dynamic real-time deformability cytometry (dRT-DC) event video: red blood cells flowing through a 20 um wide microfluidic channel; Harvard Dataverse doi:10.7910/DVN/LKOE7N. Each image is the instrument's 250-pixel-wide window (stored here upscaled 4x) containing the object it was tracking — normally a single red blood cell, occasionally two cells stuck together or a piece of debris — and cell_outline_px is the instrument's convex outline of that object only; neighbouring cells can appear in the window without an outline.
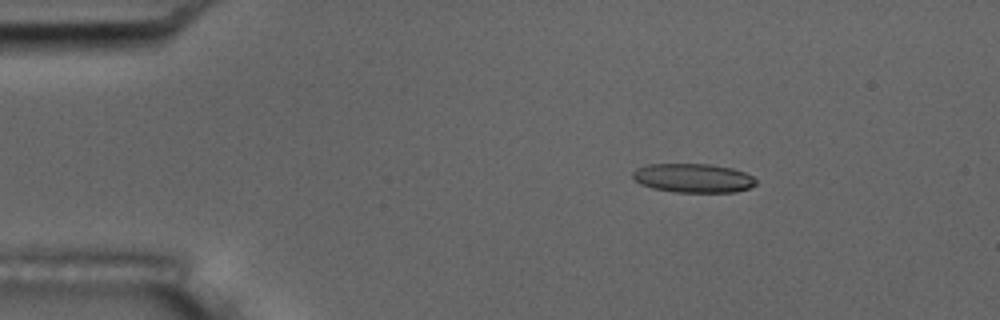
{"species": "common noctule bat (a hibernating species)", "species_latin": "Nyctalus noctula", "temperature_condition": "room temperature", "stored_images_in_passage": 47, "camera_frame_rate_fps": 3000, "um_per_image_px": 0.085, "animal": {"sex": "male", "body_mass_g": 17.5, "forearm_length_mm": 52.3}, "frame": {"image": 1, "passage_image": 1, "time_ms": 0.0, "image_size_px": [1000, 320], "cell_outline_px": [[756, 184], [748, 188], [736, 192], [676, 192], [652, 188], [640, 184], [632, 176], [632, 172], [636, 168], [648, 164], [708, 164], [732, 168], [744, 172], [752, 176], [756, 180]], "centroid_in_image_um": [58.9, 15.13], "position_along_channel_um": 26.1, "area_um2": 20.81}}
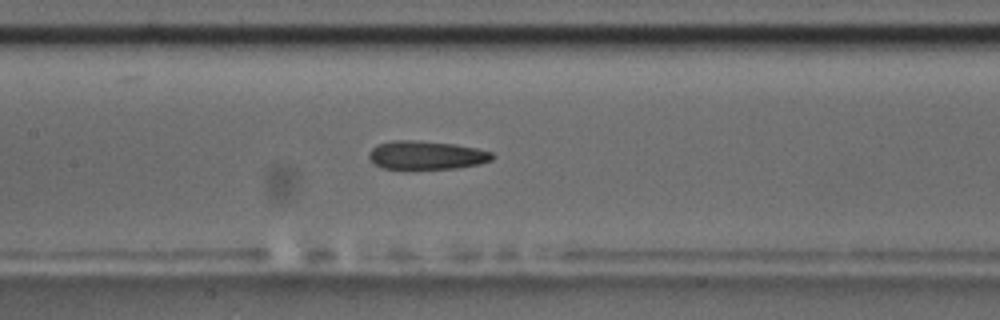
{"frame": {"image": 2, "passage_image": 18, "time_ms": 5.667, "image_size_px": [1000, 320], "cell_outline_px": [[496, 156], [492, 160], [480, 164], [456, 168], [380, 168], [368, 156], [368, 152], [376, 144], [392, 140], [420, 140], [456, 144], [476, 148], [492, 152]], "centroid_in_image_um": [36.26, 13.17], "position_along_channel_um": 171.1, "area_um2": 20.58}}
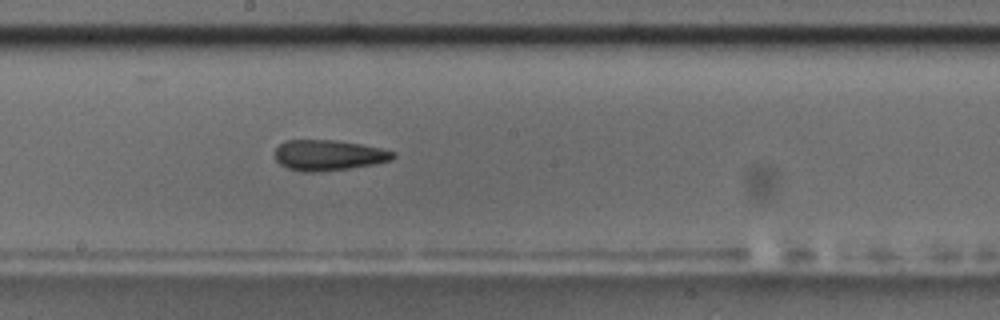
{"frame": {"image": 3, "passage_image": 22, "time_ms": 7.0, "image_size_px": [1000, 320], "cell_outline_px": [[396, 156], [392, 160], [376, 164], [320, 172], [304, 172], [288, 168], [280, 164], [276, 160], [276, 148], [284, 140], [332, 140], [360, 144], [380, 148], [396, 152]], "centroid_in_image_um": [27.94, 13.2], "position_along_channel_um": 220.3, "area_um2": 21.04}, "authors_computed_cell_mechanics": {"area_um2": 21.4438, "velocity_mm_per_s": 3.7081, "shape_relaxation_time_tau1_ms": null, "shape_relaxation_time_tau2_ms": 5.1777, "deformation_change_tau1": null, "deformation_change_tau2": 0.1604}}